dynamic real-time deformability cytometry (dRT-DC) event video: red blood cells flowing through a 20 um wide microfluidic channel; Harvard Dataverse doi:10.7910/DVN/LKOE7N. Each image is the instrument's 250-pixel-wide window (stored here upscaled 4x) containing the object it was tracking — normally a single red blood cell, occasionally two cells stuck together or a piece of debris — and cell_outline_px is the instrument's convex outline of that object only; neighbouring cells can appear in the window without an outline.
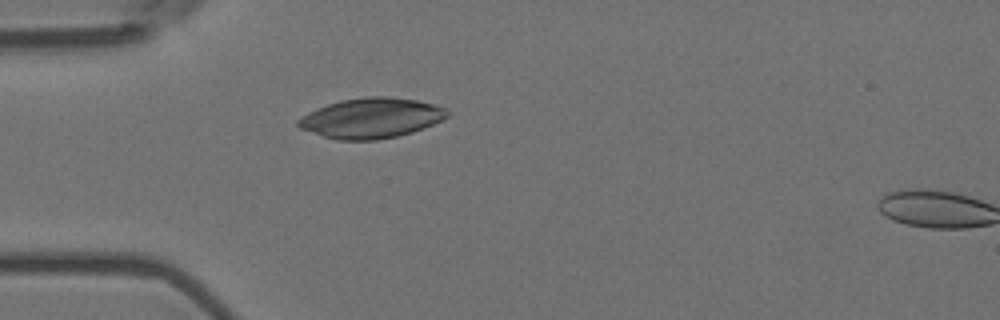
{"species": "Egyptian fruit bat (a non-hibernating species)", "species_latin": "Rousettus aegyptiacus", "temperature_condition": "room temperature", "stored_images_in_passage": 4, "camera_frame_rate_fps": 3000, "um_per_image_px": 0.085, "animal": {"sex": "female"}, "frame": {"image": 1, "passage_image": 4, "time_ms": 1.0, "image_size_px": [1000, 320], "cell_outline_px": [[448, 116], [424, 128], [412, 132], [396, 136], [376, 140], [340, 140], [324, 136], [300, 128], [296, 124], [296, 120], [300, 116], [308, 112], [328, 104], [340, 100], [368, 96], [388, 96], [416, 100], [448, 108]], "centroid_in_image_um": [31.54, 10.03], "position_along_channel_um": 53.5, "area_um2": 34.74}}